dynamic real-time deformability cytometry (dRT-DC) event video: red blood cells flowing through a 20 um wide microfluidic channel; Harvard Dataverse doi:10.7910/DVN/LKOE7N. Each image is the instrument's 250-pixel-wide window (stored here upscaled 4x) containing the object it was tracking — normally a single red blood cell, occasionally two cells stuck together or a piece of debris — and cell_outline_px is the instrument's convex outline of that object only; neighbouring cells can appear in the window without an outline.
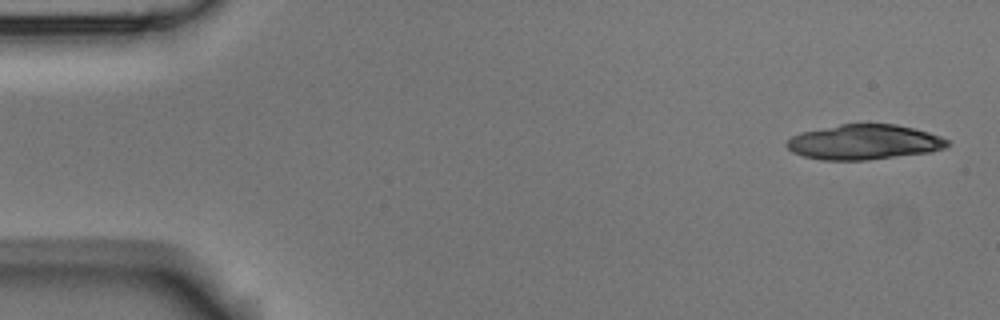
{"species": "Egyptian fruit bat (a non-hibernating species)", "species_latin": "Rousettus aegyptiacus", "temperature_condition": "room temperature", "stored_images_in_passage": 5, "camera_frame_rate_fps": 3000, "um_per_image_px": 0.085, "animal": {"sex": "male"}, "frame": {"image": 1, "passage_image": 1, "time_ms": 0.0, "image_size_px": [1000, 320], "cell_outline_px": [[948, 144], [944, 148], [932, 152], [864, 160], [824, 160], [804, 156], [792, 152], [784, 144], [792, 136], [800, 132], [840, 124], [896, 124], [928, 132], [940, 136], [948, 140]], "centroid_in_image_um": [73.43, 12.08], "position_along_channel_um": 11.6, "area_um2": 32.66}}
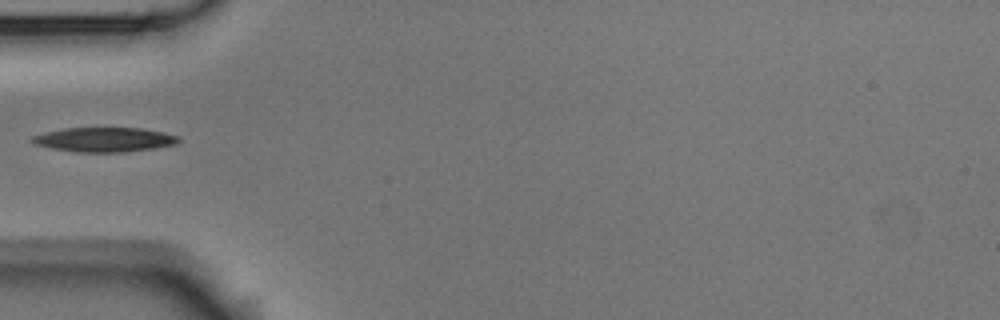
{"frame": {"image": 2, "passage_image": 5, "time_ms": 5.333, "image_size_px": [1000, 320], "cell_outline_px": [[180, 140], [176, 144], [152, 148], [124, 152], [76, 152], [52, 148], [36, 144], [28, 140], [32, 136], [44, 132], [64, 128], [140, 128], [160, 132], [176, 136]], "centroid_in_image_um": [8.8, 11.87], "position_along_channel_um": 76.2, "area_um2": 20.63}}